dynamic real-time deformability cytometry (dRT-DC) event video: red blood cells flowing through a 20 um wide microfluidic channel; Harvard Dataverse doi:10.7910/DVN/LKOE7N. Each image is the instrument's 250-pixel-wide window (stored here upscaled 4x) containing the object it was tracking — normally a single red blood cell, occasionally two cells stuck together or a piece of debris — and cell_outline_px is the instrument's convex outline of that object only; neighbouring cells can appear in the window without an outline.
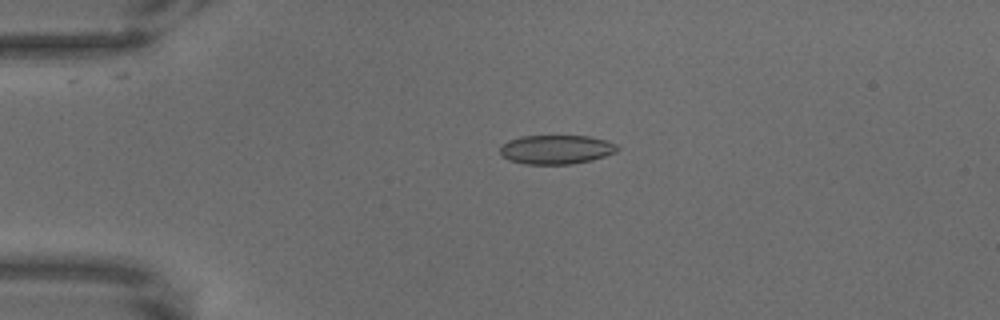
{"species": "common noctule bat (a hibernating species)", "species_latin": "Nyctalus noctula", "temperature_condition": "warm", "stored_images_in_passage": 67, "camera_frame_rate_fps": 3000, "um_per_image_px": 0.085, "animal": {"sex": "male", "body_mass_g": 18.8}, "frame": {"image": 1, "passage_image": 16, "time_ms": 5.0, "image_size_px": [1000, 320], "cell_outline_px": [[620, 148], [616, 152], [592, 160], [572, 164], [524, 164], [508, 160], [500, 156], [500, 144], [508, 140], [520, 136], [588, 136], [604, 140], [616, 144]], "centroid_in_image_um": [47.23, 12.71], "position_along_channel_um": 37.8, "area_um2": 20.06}}
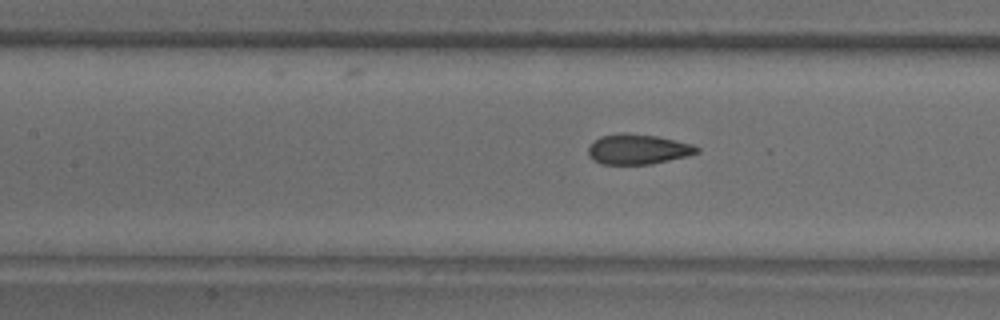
{"frame": {"image": 2, "passage_image": 31, "time_ms": 10.0, "image_size_px": [1000, 320], "cell_outline_px": [[700, 152], [688, 156], [652, 164], [600, 164], [592, 160], [588, 156], [588, 148], [600, 136], [620, 132], [656, 136], [692, 144], [700, 148]], "centroid_in_image_um": [54.22, 12.69], "position_along_channel_um": 153.2, "area_um2": 19.13}}
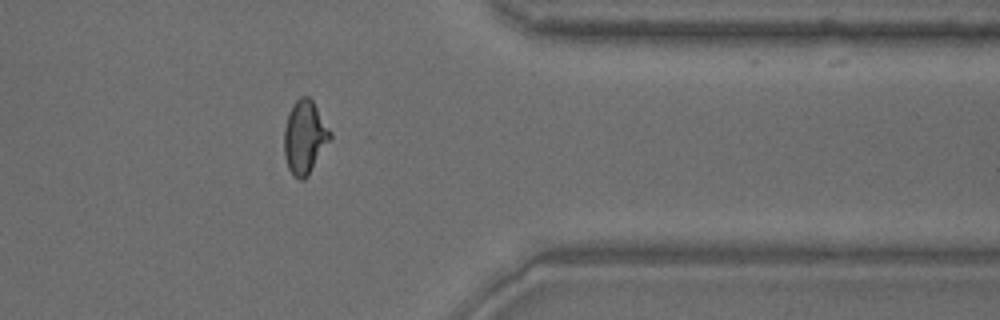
{"frame": {"image": 3, "passage_image": 55, "time_ms": 18.0, "image_size_px": [1000, 320], "cell_outline_px": [[332, 136], [308, 176], [304, 180], [300, 180], [292, 176], [288, 168], [284, 156], [284, 128], [288, 112], [292, 104], [300, 96], [308, 96], [312, 100], [332, 132]], "centroid_in_image_um": [25.88, 11.66], "position_along_channel_um": 385.5, "area_um2": 19.83}}